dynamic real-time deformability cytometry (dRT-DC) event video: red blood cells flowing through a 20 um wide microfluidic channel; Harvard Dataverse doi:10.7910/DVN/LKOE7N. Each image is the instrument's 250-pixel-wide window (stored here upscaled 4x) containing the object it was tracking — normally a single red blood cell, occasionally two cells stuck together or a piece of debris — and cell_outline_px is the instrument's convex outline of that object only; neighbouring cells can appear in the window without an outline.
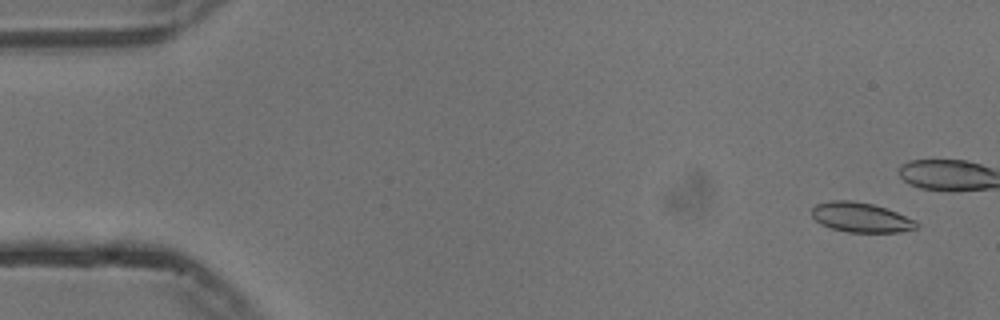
{"species": "common noctule bat (a hibernating species)", "species_latin": "Nyctalus noctula", "temperature_condition": "cold", "stored_images_in_passage": 55, "camera_frame_rate_fps": 3000, "um_per_image_px": 0.085, "animal": {"sex": "male", "body_mass_g": 13.3}, "frame": {"image": 1, "passage_image": 2, "time_ms": 0.333, "image_size_px": [1000, 320], "cell_outline_px": [[920, 224], [916, 228], [900, 232], [848, 232], [832, 228], [820, 224], [812, 216], [812, 208], [816, 204], [828, 200], [852, 200], [872, 204], [896, 212], [916, 220]], "centroid_in_image_um": [73.17, 18.47], "position_along_channel_um": 11.8, "area_um2": 18.15}}
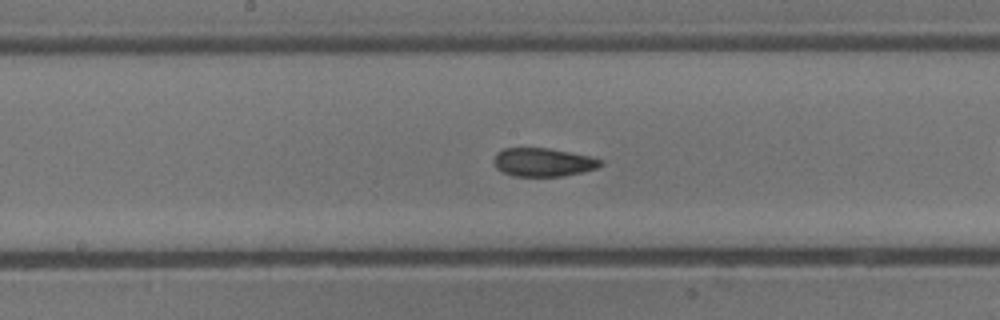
{"frame": {"image": 2, "passage_image": 27, "time_ms": 8.667, "image_size_px": [1000, 320], "cell_outline_px": [[604, 164], [596, 168], [580, 172], [560, 176], [512, 176], [496, 168], [492, 160], [496, 152], [504, 148], [548, 148], [588, 156], [604, 160]], "centroid_in_image_um": [46.13, 13.78], "position_along_channel_um": 202.1, "area_um2": 17.63}}
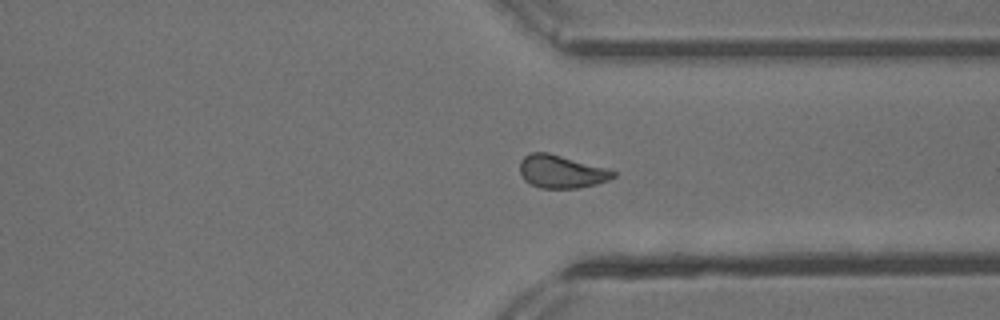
{"frame": {"image": 3, "passage_image": 40, "time_ms": 13.0, "image_size_px": [1000, 320], "cell_outline_px": [[616, 176], [608, 180], [596, 184], [576, 188], [540, 188], [524, 180], [520, 172], [520, 160], [524, 156], [532, 152], [548, 152], [608, 168], [616, 172]], "centroid_in_image_um": [47.72, 14.58], "position_along_channel_um": 363.7, "area_um2": 17.98}, "authors_computed_cell_mechanics": {"area_um2": 18.207, "velocity_mm_per_s": 3.7483, "shape_relaxation_time_tau1_ms": null, "shape_relaxation_time_tau2_ms": 3.5098, "deformation_change_tau1": null, "deformation_change_tau2": 0.0876}}